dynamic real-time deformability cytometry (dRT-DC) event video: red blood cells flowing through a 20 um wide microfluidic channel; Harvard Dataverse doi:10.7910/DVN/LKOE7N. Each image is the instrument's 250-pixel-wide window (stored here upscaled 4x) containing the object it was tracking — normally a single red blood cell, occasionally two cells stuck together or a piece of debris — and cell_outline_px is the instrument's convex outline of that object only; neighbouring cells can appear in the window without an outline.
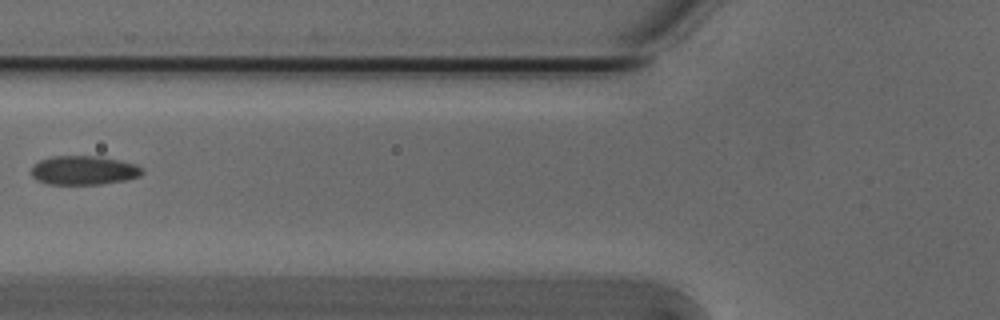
{"species": "Egyptian fruit bat (a non-hibernating species)", "species_latin": "Rousettus aegyptiacus", "temperature_condition": "cold", "stored_images_in_passage": 6, "camera_frame_rate_fps": 3000, "um_per_image_px": 0.085, "animal": {"sex": "male"}, "frame": {"image": 1, "passage_image": 5, "time_ms": 1.333, "image_size_px": [1000, 320], "cell_outline_px": [[144, 172], [140, 176], [124, 180], [100, 184], [48, 184], [36, 180], [32, 176], [32, 164], [40, 160], [52, 156], [100, 156], [120, 160], [136, 164], [144, 168]], "centroid_in_image_um": [7.13, 14.47], "position_along_channel_um": 118.7, "area_um2": 18.9}}